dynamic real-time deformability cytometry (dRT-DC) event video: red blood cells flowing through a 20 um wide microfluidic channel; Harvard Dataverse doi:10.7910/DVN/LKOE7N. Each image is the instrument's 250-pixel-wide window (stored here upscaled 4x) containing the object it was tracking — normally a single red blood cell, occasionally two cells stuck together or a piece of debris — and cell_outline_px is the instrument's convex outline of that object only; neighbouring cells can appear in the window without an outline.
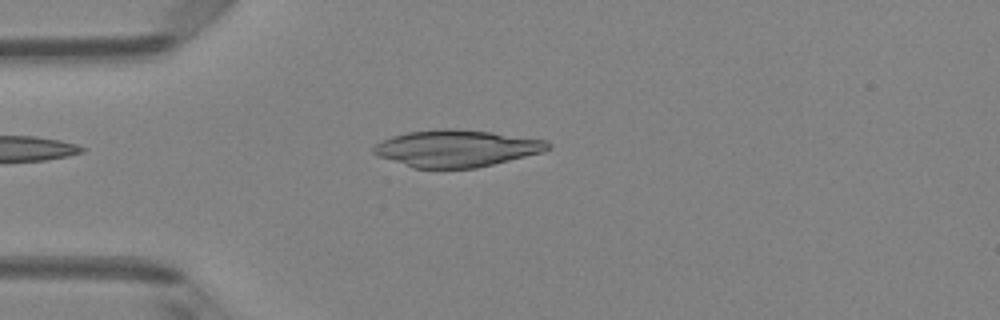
{"species": "Egyptian fruit bat (a non-hibernating species)", "species_latin": "Rousettus aegyptiacus", "temperature_condition": "room temperature", "stored_images_in_passage": 5, "camera_frame_rate_fps": 3000, "um_per_image_px": 0.085, "animal": {"sex": "female"}, "frame": {"image": 1, "passage_image": 4, "time_ms": 1.0, "image_size_px": [1000, 320], "cell_outline_px": [[552, 144], [544, 152], [476, 168], [412, 168], [376, 156], [372, 152], [372, 148], [380, 140], [392, 136], [408, 132], [440, 128], [456, 128], [492, 132], [544, 140]], "centroid_in_image_um": [38.75, 12.61], "position_along_channel_um": 46.3, "area_um2": 37.69}}